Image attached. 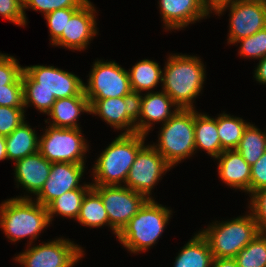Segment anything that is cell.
I'll return each mask as SVG.
<instances>
[{"label":"cell","mask_w":266,"mask_h":267,"mask_svg":"<svg viewBox=\"0 0 266 267\" xmlns=\"http://www.w3.org/2000/svg\"><path fill=\"white\" fill-rule=\"evenodd\" d=\"M266 131V130H265ZM249 123L236 150L252 166L266 151V132Z\"/></svg>","instance_id":"obj_28"},{"label":"cell","mask_w":266,"mask_h":267,"mask_svg":"<svg viewBox=\"0 0 266 267\" xmlns=\"http://www.w3.org/2000/svg\"><path fill=\"white\" fill-rule=\"evenodd\" d=\"M14 165V179L17 188L22 186L26 193H32L35 196L43 188L52 167V163L39 151L17 160Z\"/></svg>","instance_id":"obj_19"},{"label":"cell","mask_w":266,"mask_h":267,"mask_svg":"<svg viewBox=\"0 0 266 267\" xmlns=\"http://www.w3.org/2000/svg\"><path fill=\"white\" fill-rule=\"evenodd\" d=\"M212 261L209 244L198 232L179 251L173 267H211Z\"/></svg>","instance_id":"obj_24"},{"label":"cell","mask_w":266,"mask_h":267,"mask_svg":"<svg viewBox=\"0 0 266 267\" xmlns=\"http://www.w3.org/2000/svg\"><path fill=\"white\" fill-rule=\"evenodd\" d=\"M249 211L254 217L259 232L266 233V188L254 191L250 196Z\"/></svg>","instance_id":"obj_36"},{"label":"cell","mask_w":266,"mask_h":267,"mask_svg":"<svg viewBox=\"0 0 266 267\" xmlns=\"http://www.w3.org/2000/svg\"><path fill=\"white\" fill-rule=\"evenodd\" d=\"M83 255L82 247L69 238L59 237L36 246L27 245L14 260L21 267H73Z\"/></svg>","instance_id":"obj_10"},{"label":"cell","mask_w":266,"mask_h":267,"mask_svg":"<svg viewBox=\"0 0 266 267\" xmlns=\"http://www.w3.org/2000/svg\"><path fill=\"white\" fill-rule=\"evenodd\" d=\"M90 189H73L63 193L54 199L46 208L49 215L50 223L54 220V216H63L76 220L80 213V208L85 194Z\"/></svg>","instance_id":"obj_29"},{"label":"cell","mask_w":266,"mask_h":267,"mask_svg":"<svg viewBox=\"0 0 266 267\" xmlns=\"http://www.w3.org/2000/svg\"><path fill=\"white\" fill-rule=\"evenodd\" d=\"M87 0H23V11L29 8L41 12L44 16L49 12L63 8H80Z\"/></svg>","instance_id":"obj_32"},{"label":"cell","mask_w":266,"mask_h":267,"mask_svg":"<svg viewBox=\"0 0 266 267\" xmlns=\"http://www.w3.org/2000/svg\"><path fill=\"white\" fill-rule=\"evenodd\" d=\"M0 15L18 26L27 25L23 0H0Z\"/></svg>","instance_id":"obj_38"},{"label":"cell","mask_w":266,"mask_h":267,"mask_svg":"<svg viewBox=\"0 0 266 267\" xmlns=\"http://www.w3.org/2000/svg\"><path fill=\"white\" fill-rule=\"evenodd\" d=\"M0 106L24 107L22 75L13 84L0 88Z\"/></svg>","instance_id":"obj_37"},{"label":"cell","mask_w":266,"mask_h":267,"mask_svg":"<svg viewBox=\"0 0 266 267\" xmlns=\"http://www.w3.org/2000/svg\"><path fill=\"white\" fill-rule=\"evenodd\" d=\"M24 108L48 114L56 99L85 96L84 82L74 73L54 66H25L22 73Z\"/></svg>","instance_id":"obj_1"},{"label":"cell","mask_w":266,"mask_h":267,"mask_svg":"<svg viewBox=\"0 0 266 267\" xmlns=\"http://www.w3.org/2000/svg\"><path fill=\"white\" fill-rule=\"evenodd\" d=\"M249 123L241 117L231 116L224 111L218 115L217 130L221 143V153L226 150H236Z\"/></svg>","instance_id":"obj_27"},{"label":"cell","mask_w":266,"mask_h":267,"mask_svg":"<svg viewBox=\"0 0 266 267\" xmlns=\"http://www.w3.org/2000/svg\"><path fill=\"white\" fill-rule=\"evenodd\" d=\"M147 136L119 134L98 156L92 168V185H123Z\"/></svg>","instance_id":"obj_4"},{"label":"cell","mask_w":266,"mask_h":267,"mask_svg":"<svg viewBox=\"0 0 266 267\" xmlns=\"http://www.w3.org/2000/svg\"><path fill=\"white\" fill-rule=\"evenodd\" d=\"M238 267H266V233L260 232L235 257Z\"/></svg>","instance_id":"obj_30"},{"label":"cell","mask_w":266,"mask_h":267,"mask_svg":"<svg viewBox=\"0 0 266 267\" xmlns=\"http://www.w3.org/2000/svg\"><path fill=\"white\" fill-rule=\"evenodd\" d=\"M172 210L148 199L118 234L117 239L131 253L146 252L155 245L171 219Z\"/></svg>","instance_id":"obj_5"},{"label":"cell","mask_w":266,"mask_h":267,"mask_svg":"<svg viewBox=\"0 0 266 267\" xmlns=\"http://www.w3.org/2000/svg\"><path fill=\"white\" fill-rule=\"evenodd\" d=\"M238 43H240L238 54L241 57L254 58V60L264 58L266 56V28L235 42V44Z\"/></svg>","instance_id":"obj_31"},{"label":"cell","mask_w":266,"mask_h":267,"mask_svg":"<svg viewBox=\"0 0 266 267\" xmlns=\"http://www.w3.org/2000/svg\"><path fill=\"white\" fill-rule=\"evenodd\" d=\"M14 56L0 53V88L13 84L23 73L24 67Z\"/></svg>","instance_id":"obj_35"},{"label":"cell","mask_w":266,"mask_h":267,"mask_svg":"<svg viewBox=\"0 0 266 267\" xmlns=\"http://www.w3.org/2000/svg\"><path fill=\"white\" fill-rule=\"evenodd\" d=\"M254 78L258 83L266 85V56L259 60L254 70Z\"/></svg>","instance_id":"obj_40"},{"label":"cell","mask_w":266,"mask_h":267,"mask_svg":"<svg viewBox=\"0 0 266 267\" xmlns=\"http://www.w3.org/2000/svg\"><path fill=\"white\" fill-rule=\"evenodd\" d=\"M8 160L6 153V139L5 136L0 135V161Z\"/></svg>","instance_id":"obj_42"},{"label":"cell","mask_w":266,"mask_h":267,"mask_svg":"<svg viewBox=\"0 0 266 267\" xmlns=\"http://www.w3.org/2000/svg\"><path fill=\"white\" fill-rule=\"evenodd\" d=\"M158 4L167 31L184 29L212 13L206 0H159Z\"/></svg>","instance_id":"obj_17"},{"label":"cell","mask_w":266,"mask_h":267,"mask_svg":"<svg viewBox=\"0 0 266 267\" xmlns=\"http://www.w3.org/2000/svg\"><path fill=\"white\" fill-rule=\"evenodd\" d=\"M227 9L230 11L228 44L266 28V0H226L218 3L212 12L222 16Z\"/></svg>","instance_id":"obj_9"},{"label":"cell","mask_w":266,"mask_h":267,"mask_svg":"<svg viewBox=\"0 0 266 267\" xmlns=\"http://www.w3.org/2000/svg\"><path fill=\"white\" fill-rule=\"evenodd\" d=\"M130 86L135 92H152L162 82V69L156 61L143 59L127 70Z\"/></svg>","instance_id":"obj_25"},{"label":"cell","mask_w":266,"mask_h":267,"mask_svg":"<svg viewBox=\"0 0 266 267\" xmlns=\"http://www.w3.org/2000/svg\"><path fill=\"white\" fill-rule=\"evenodd\" d=\"M85 166V163H52L49 177L34 200L47 207L54 199L67 191L91 189V183L79 184L84 175Z\"/></svg>","instance_id":"obj_15"},{"label":"cell","mask_w":266,"mask_h":267,"mask_svg":"<svg viewBox=\"0 0 266 267\" xmlns=\"http://www.w3.org/2000/svg\"><path fill=\"white\" fill-rule=\"evenodd\" d=\"M101 196L110 226L119 234L148 200L124 185H92Z\"/></svg>","instance_id":"obj_13"},{"label":"cell","mask_w":266,"mask_h":267,"mask_svg":"<svg viewBox=\"0 0 266 267\" xmlns=\"http://www.w3.org/2000/svg\"><path fill=\"white\" fill-rule=\"evenodd\" d=\"M200 57L170 54L162 71V90L181 109H195L194 99L203 90L205 65Z\"/></svg>","instance_id":"obj_2"},{"label":"cell","mask_w":266,"mask_h":267,"mask_svg":"<svg viewBox=\"0 0 266 267\" xmlns=\"http://www.w3.org/2000/svg\"><path fill=\"white\" fill-rule=\"evenodd\" d=\"M97 11L90 0H87L71 17L65 25V31L52 44L70 50H85L91 39L97 36Z\"/></svg>","instance_id":"obj_16"},{"label":"cell","mask_w":266,"mask_h":267,"mask_svg":"<svg viewBox=\"0 0 266 267\" xmlns=\"http://www.w3.org/2000/svg\"><path fill=\"white\" fill-rule=\"evenodd\" d=\"M226 0H206V3L213 9L218 3Z\"/></svg>","instance_id":"obj_43"},{"label":"cell","mask_w":266,"mask_h":267,"mask_svg":"<svg viewBox=\"0 0 266 267\" xmlns=\"http://www.w3.org/2000/svg\"><path fill=\"white\" fill-rule=\"evenodd\" d=\"M158 142L152 146L173 167L196 153L194 109H179L161 125Z\"/></svg>","instance_id":"obj_7"},{"label":"cell","mask_w":266,"mask_h":267,"mask_svg":"<svg viewBox=\"0 0 266 267\" xmlns=\"http://www.w3.org/2000/svg\"><path fill=\"white\" fill-rule=\"evenodd\" d=\"M24 107L0 106V135L8 136L25 121Z\"/></svg>","instance_id":"obj_34"},{"label":"cell","mask_w":266,"mask_h":267,"mask_svg":"<svg viewBox=\"0 0 266 267\" xmlns=\"http://www.w3.org/2000/svg\"><path fill=\"white\" fill-rule=\"evenodd\" d=\"M87 82L84 93L89 103L93 99L124 97L132 91L128 71L115 61L95 60Z\"/></svg>","instance_id":"obj_11"},{"label":"cell","mask_w":266,"mask_h":267,"mask_svg":"<svg viewBox=\"0 0 266 267\" xmlns=\"http://www.w3.org/2000/svg\"><path fill=\"white\" fill-rule=\"evenodd\" d=\"M39 137L38 151L51 163H85L89 150L81 128L46 126Z\"/></svg>","instance_id":"obj_8"},{"label":"cell","mask_w":266,"mask_h":267,"mask_svg":"<svg viewBox=\"0 0 266 267\" xmlns=\"http://www.w3.org/2000/svg\"><path fill=\"white\" fill-rule=\"evenodd\" d=\"M171 168L151 144H145L136 155L124 186L143 194L147 199H154L151 196L153 187Z\"/></svg>","instance_id":"obj_14"},{"label":"cell","mask_w":266,"mask_h":267,"mask_svg":"<svg viewBox=\"0 0 266 267\" xmlns=\"http://www.w3.org/2000/svg\"><path fill=\"white\" fill-rule=\"evenodd\" d=\"M26 121L5 137L7 159L16 162L38 151L39 136Z\"/></svg>","instance_id":"obj_23"},{"label":"cell","mask_w":266,"mask_h":267,"mask_svg":"<svg viewBox=\"0 0 266 267\" xmlns=\"http://www.w3.org/2000/svg\"><path fill=\"white\" fill-rule=\"evenodd\" d=\"M219 178L230 188L247 192L250 196L251 166L237 150L223 151L218 157Z\"/></svg>","instance_id":"obj_20"},{"label":"cell","mask_w":266,"mask_h":267,"mask_svg":"<svg viewBox=\"0 0 266 267\" xmlns=\"http://www.w3.org/2000/svg\"><path fill=\"white\" fill-rule=\"evenodd\" d=\"M266 188V151L251 166L250 195L259 189Z\"/></svg>","instance_id":"obj_39"},{"label":"cell","mask_w":266,"mask_h":267,"mask_svg":"<svg viewBox=\"0 0 266 267\" xmlns=\"http://www.w3.org/2000/svg\"><path fill=\"white\" fill-rule=\"evenodd\" d=\"M179 109V106L163 90L142 93L141 112L136 122V133L147 136L155 125L153 123L164 124Z\"/></svg>","instance_id":"obj_18"},{"label":"cell","mask_w":266,"mask_h":267,"mask_svg":"<svg viewBox=\"0 0 266 267\" xmlns=\"http://www.w3.org/2000/svg\"><path fill=\"white\" fill-rule=\"evenodd\" d=\"M211 267H238L235 258H213Z\"/></svg>","instance_id":"obj_41"},{"label":"cell","mask_w":266,"mask_h":267,"mask_svg":"<svg viewBox=\"0 0 266 267\" xmlns=\"http://www.w3.org/2000/svg\"><path fill=\"white\" fill-rule=\"evenodd\" d=\"M194 139L196 152L206 151L212 158L221 154V143L217 130V117L200 113L194 109Z\"/></svg>","instance_id":"obj_22"},{"label":"cell","mask_w":266,"mask_h":267,"mask_svg":"<svg viewBox=\"0 0 266 267\" xmlns=\"http://www.w3.org/2000/svg\"><path fill=\"white\" fill-rule=\"evenodd\" d=\"M142 93L131 91L124 97L93 99L90 114L99 116L103 121L123 134L136 133V122L141 112Z\"/></svg>","instance_id":"obj_12"},{"label":"cell","mask_w":266,"mask_h":267,"mask_svg":"<svg viewBox=\"0 0 266 267\" xmlns=\"http://www.w3.org/2000/svg\"><path fill=\"white\" fill-rule=\"evenodd\" d=\"M82 113H91L90 103L86 96L56 99L52 109L47 114L50 118L45 120V123L61 128H81L77 119Z\"/></svg>","instance_id":"obj_21"},{"label":"cell","mask_w":266,"mask_h":267,"mask_svg":"<svg viewBox=\"0 0 266 267\" xmlns=\"http://www.w3.org/2000/svg\"><path fill=\"white\" fill-rule=\"evenodd\" d=\"M27 196H16L0 204V227L11 242L29 238L28 245L50 225L47 208Z\"/></svg>","instance_id":"obj_3"},{"label":"cell","mask_w":266,"mask_h":267,"mask_svg":"<svg viewBox=\"0 0 266 267\" xmlns=\"http://www.w3.org/2000/svg\"><path fill=\"white\" fill-rule=\"evenodd\" d=\"M76 221L84 226L88 227H104L105 225L110 227L113 234L117 237L118 233L110 226L107 211L104 208L101 196L91 188L83 199L80 213Z\"/></svg>","instance_id":"obj_26"},{"label":"cell","mask_w":266,"mask_h":267,"mask_svg":"<svg viewBox=\"0 0 266 267\" xmlns=\"http://www.w3.org/2000/svg\"><path fill=\"white\" fill-rule=\"evenodd\" d=\"M78 9L79 8L58 9L44 16L50 32L51 45L62 35L63 31H65L66 23Z\"/></svg>","instance_id":"obj_33"},{"label":"cell","mask_w":266,"mask_h":267,"mask_svg":"<svg viewBox=\"0 0 266 267\" xmlns=\"http://www.w3.org/2000/svg\"><path fill=\"white\" fill-rule=\"evenodd\" d=\"M217 222L199 231L208 242L213 258H235L260 233L251 212Z\"/></svg>","instance_id":"obj_6"}]
</instances>
